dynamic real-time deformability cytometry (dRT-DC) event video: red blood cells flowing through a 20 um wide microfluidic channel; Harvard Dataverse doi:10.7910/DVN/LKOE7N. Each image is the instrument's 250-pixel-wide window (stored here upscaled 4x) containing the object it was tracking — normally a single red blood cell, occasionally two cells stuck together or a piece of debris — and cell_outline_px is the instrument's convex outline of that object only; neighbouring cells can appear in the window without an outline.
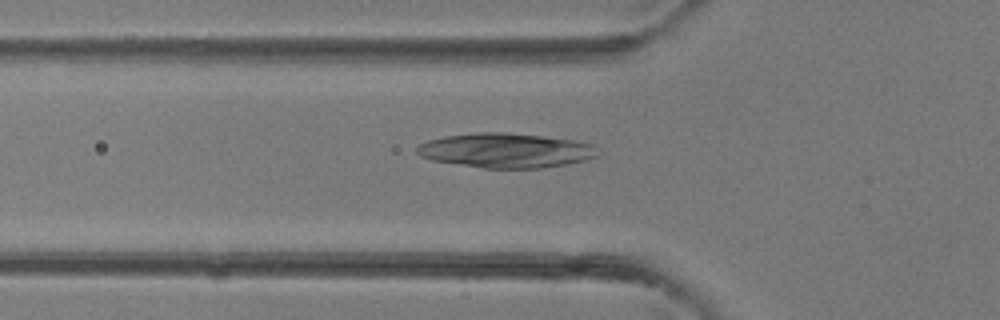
{"species": "common noctule bat (a hibernating species)", "species_latin": "Nyctalus noctula", "temperature_condition": "room temperature", "stored_images_in_passage": 30, "camera_frame_rate_fps": 3000, "um_per_image_px": 0.085, "animal": {"sex": "female"}, "frame": {"image": 1, "passage_image": 4, "time_ms": 1.0, "image_size_px": [1000, 320], "cell_outline_px": [[596, 156], [584, 160], [568, 164], [544, 168], [484, 168], [432, 160], [420, 156], [416, 152], [416, 148], [420, 144], [428, 140], [444, 136], [476, 132], [504, 132], [540, 136], [572, 140], [596, 144]], "centroid_in_image_um": [42.98, 12.79], "position_along_channel_um": 82.8, "area_um2": 36.36}}
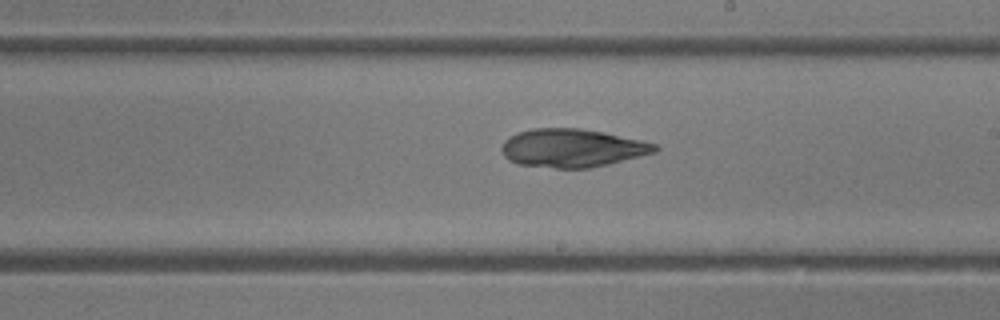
{"frame": {"image": 2, "passage_image": 13, "time_ms": 4.0, "image_size_px": [1000, 320], "cell_outline_px": [[660, 148], [656, 152], [608, 164], [588, 168], [556, 168], [516, 164], [508, 160], [504, 156], [500, 148], [504, 140], [508, 136], [516, 132], [532, 128], [580, 128], [604, 132], [640, 140], [656, 144]], "centroid_in_image_um": [48.59, 12.58], "position_along_channel_um": 240.4, "area_um2": 34.39}}
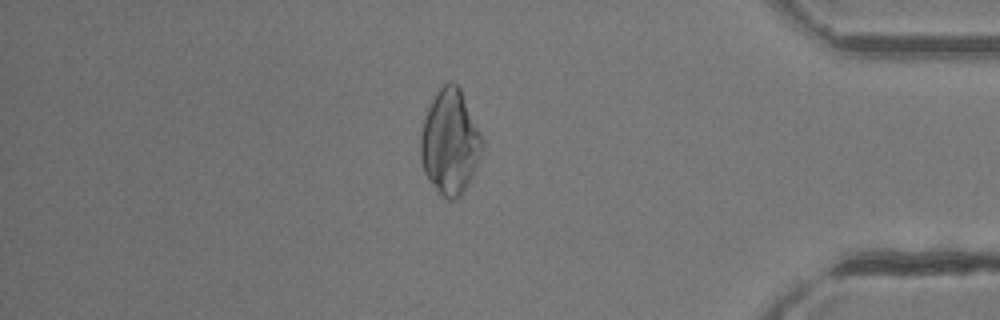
{"frame": {"image": 3, "passage_image": 24, "time_ms": 7.667, "image_size_px": [1000, 320], "cell_outline_px": [[484, 144], [480, 156], [472, 176], [464, 192], [456, 200], [444, 200], [440, 196], [424, 172], [420, 160], [420, 132], [428, 108], [432, 100], [440, 88], [448, 80], [452, 80], [460, 88], [484, 136]], "centroid_in_image_um": [38.26, 12.09], "position_along_channel_um": 396.9, "area_um2": 38.21}}